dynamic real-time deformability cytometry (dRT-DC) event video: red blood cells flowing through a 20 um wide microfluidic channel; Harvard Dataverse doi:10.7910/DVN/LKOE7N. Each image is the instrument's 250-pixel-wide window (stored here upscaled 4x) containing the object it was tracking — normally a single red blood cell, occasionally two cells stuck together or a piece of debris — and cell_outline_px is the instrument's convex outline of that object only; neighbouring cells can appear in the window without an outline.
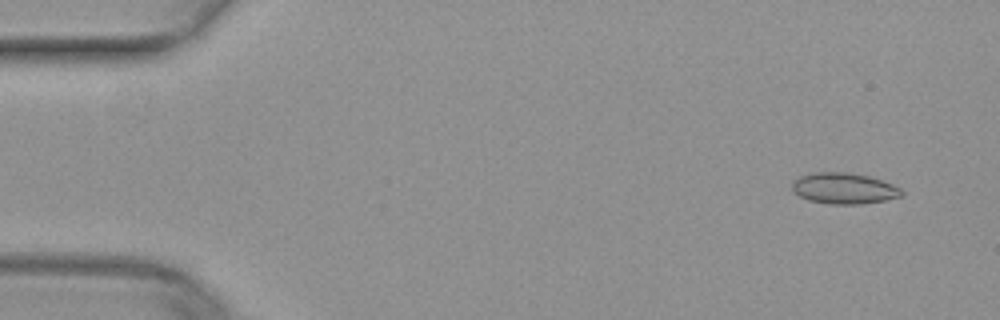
{"species": "common noctule bat (a hibernating species)", "species_latin": "Nyctalus noctula", "temperature_condition": "warm", "stored_images_in_passage": 16, "camera_frame_rate_fps": 3000, "um_per_image_px": 0.085, "animal": {"sex": "female", "body_mass_g": 29.2, "forearm_length_mm": 56.3}, "frame": {"image": 1, "passage_image": 3, "time_ms": 0.667, "image_size_px": [1000, 320], "cell_outline_px": [[904, 196], [884, 200], [860, 204], [828, 204], [808, 200], [792, 192], [792, 180], [800, 176], [816, 172], [848, 172], [868, 176], [892, 184], [900, 188], [904, 192]], "centroid_in_image_um": [71.71, 16.01], "position_along_channel_um": 13.3, "area_um2": 19.88}}
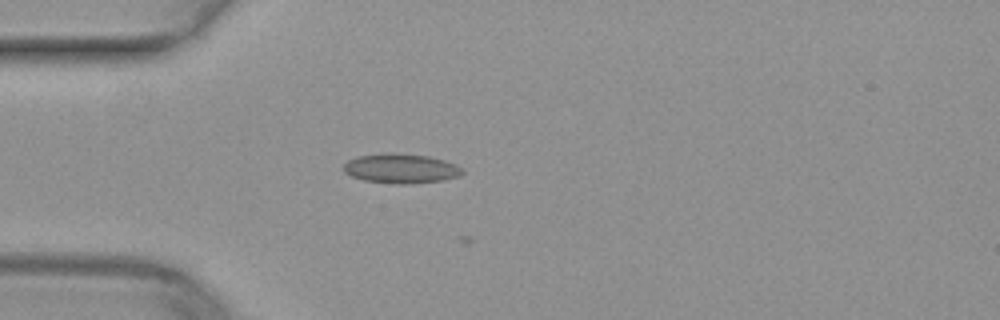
{"frame": {"image": 2, "passage_image": 14, "time_ms": 4.333, "image_size_px": [1000, 320], "cell_outline_px": [[464, 172], [460, 176], [444, 180], [408, 184], [396, 184], [364, 180], [352, 176], [344, 172], [344, 164], [348, 160], [356, 156], [384, 152], [392, 152], [428, 156], [444, 160], [456, 164], [464, 168]], "centroid_in_image_um": [34.1, 14.31], "position_along_channel_um": 50.9, "area_um2": 20.75}}